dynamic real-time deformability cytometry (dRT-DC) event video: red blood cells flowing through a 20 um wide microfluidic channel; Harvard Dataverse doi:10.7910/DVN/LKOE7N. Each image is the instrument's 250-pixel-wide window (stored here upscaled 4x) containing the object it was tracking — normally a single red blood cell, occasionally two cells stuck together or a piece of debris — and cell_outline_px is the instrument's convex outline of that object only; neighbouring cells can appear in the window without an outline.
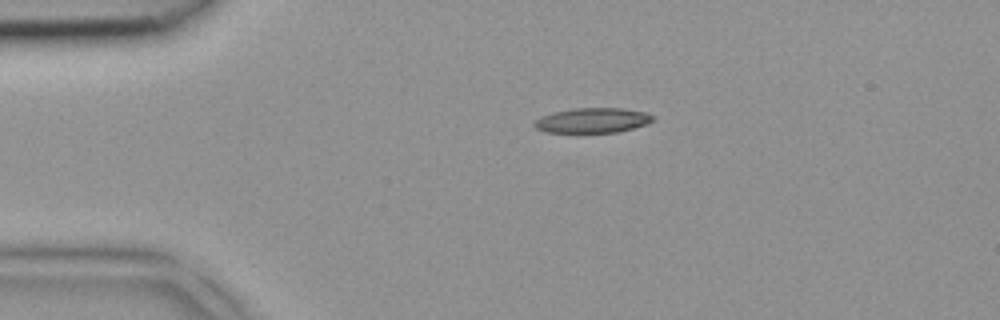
{"species": "common noctule bat (a hibernating species)", "species_latin": "Nyctalus noctula", "temperature_condition": "room temperature", "stored_images_in_passage": 2, "camera_frame_rate_fps": 3000, "um_per_image_px": 0.085, "animal": {"sex": "female", "body_mass_g": 18.4}, "frame": {"image": 1, "passage_image": 1, "time_ms": 0.0, "image_size_px": [1000, 320], "cell_outline_px": [[656, 116], [652, 120], [644, 124], [632, 128], [616, 132], [544, 132], [536, 128], [532, 124], [536, 120], [552, 112], [576, 108], [620, 108], [644, 112]], "centroid_in_image_um": [50.34, 10.23], "position_along_channel_um": 34.7, "area_um2": 16.94}}